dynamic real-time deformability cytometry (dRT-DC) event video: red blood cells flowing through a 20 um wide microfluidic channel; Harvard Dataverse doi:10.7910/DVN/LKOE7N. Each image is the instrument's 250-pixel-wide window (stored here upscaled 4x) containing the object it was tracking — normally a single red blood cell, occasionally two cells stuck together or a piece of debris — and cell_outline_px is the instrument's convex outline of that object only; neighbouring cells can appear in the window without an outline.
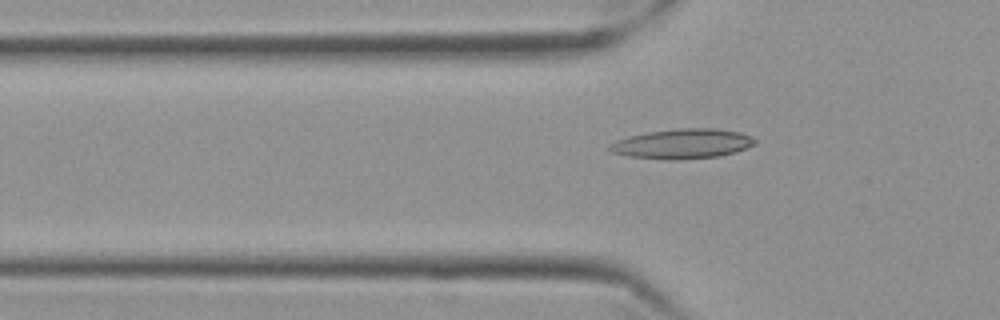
{"species": "Egyptian fruit bat (a non-hibernating species)", "species_latin": "Rousettus aegyptiacus", "temperature_condition": "cold", "stored_images_in_passage": 55, "camera_frame_rate_fps": 3000, "um_per_image_px": 0.085, "frame": {"image": 1, "passage_image": 16, "time_ms": 5.0, "image_size_px": [1000, 320], "cell_outline_px": [[756, 144], [748, 148], [736, 152], [720, 156], [676, 160], [628, 156], [612, 152], [604, 148], [608, 144], [616, 140], [628, 136], [648, 132], [680, 128], [716, 128], [740, 132], [752, 136], [756, 140]], "centroid_in_image_um": [58.01, 12.22], "position_along_channel_um": 67.8, "area_um2": 25.49}}
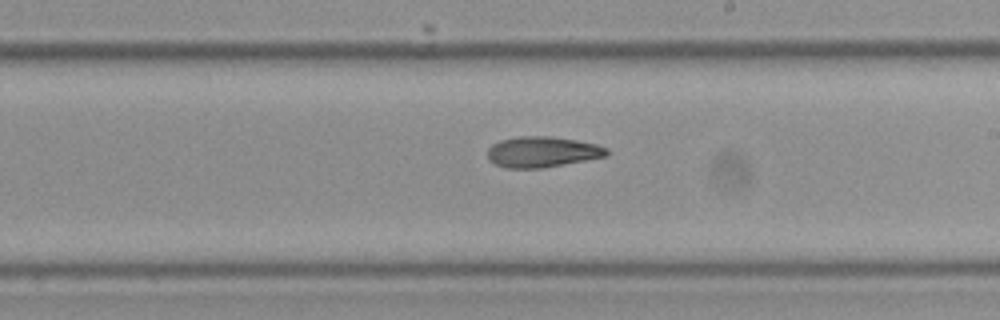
{"frame": {"image": 2, "passage_image": 31, "time_ms": 10.0, "image_size_px": [1000, 320], "cell_outline_px": [[608, 156], [540, 168], [508, 168], [496, 164], [488, 160], [488, 148], [492, 144], [500, 140], [520, 136], [552, 136], [576, 140], [596, 144], [608, 148]], "centroid_in_image_um": [46.09, 12.9], "position_along_channel_um": 242.9, "area_um2": 21.27}}
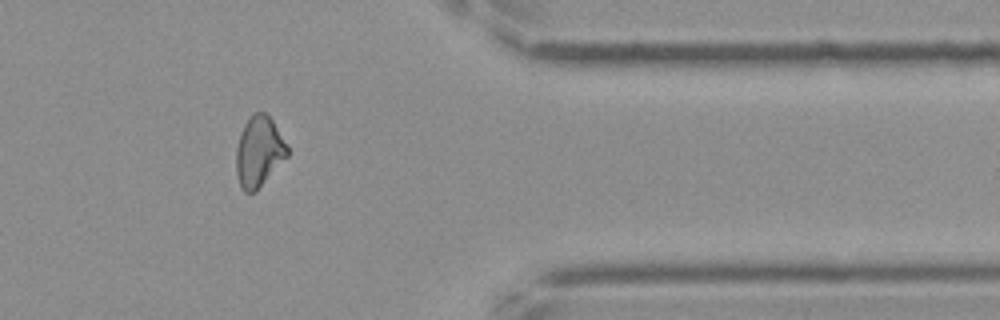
{"frame": {"image": 3, "passage_image": 45, "time_ms": 14.667, "image_size_px": [1000, 320], "cell_outline_px": [[288, 156], [256, 192], [244, 192], [240, 188], [236, 172], [236, 148], [240, 132], [244, 124], [252, 112], [264, 112], [272, 120], [288, 144]], "centroid_in_image_um": [22.0, 12.89], "position_along_channel_um": 389.4, "area_um2": 21.33}}